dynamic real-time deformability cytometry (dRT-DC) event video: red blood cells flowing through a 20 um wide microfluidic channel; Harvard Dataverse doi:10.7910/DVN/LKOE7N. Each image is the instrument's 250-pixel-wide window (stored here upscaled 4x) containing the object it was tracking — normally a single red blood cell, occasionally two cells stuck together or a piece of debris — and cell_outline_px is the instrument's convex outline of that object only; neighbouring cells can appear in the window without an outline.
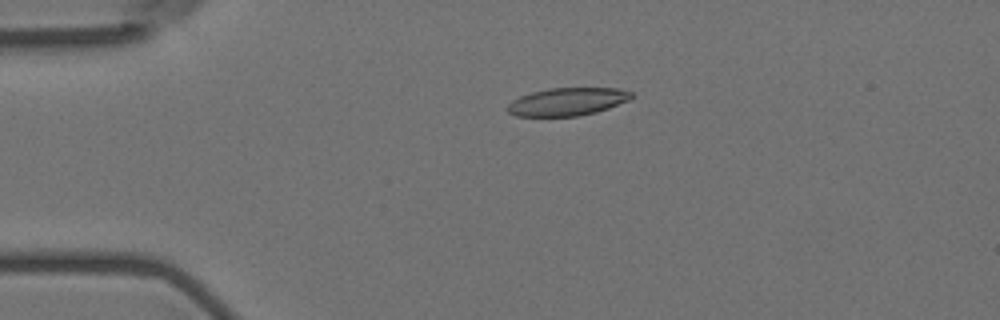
{"species": "Egyptian fruit bat (a non-hibernating species)", "species_latin": "Rousettus aegyptiacus", "temperature_condition": "room temperature", "stored_images_in_passage": 45, "camera_frame_rate_fps": 3000, "um_per_image_px": 0.085, "animal": {"sex": "female"}, "frame": {"image": 1, "passage_image": 1, "time_ms": 0.0, "image_size_px": [1000, 320], "cell_outline_px": [[632, 96], [628, 100], [608, 108], [596, 112], [580, 116], [516, 116], [508, 112], [504, 108], [512, 100], [520, 96], [532, 92], [548, 88], [620, 88], [632, 92]], "centroid_in_image_um": [48.19, 8.64], "position_along_channel_um": 36.8, "area_um2": 20.17}}
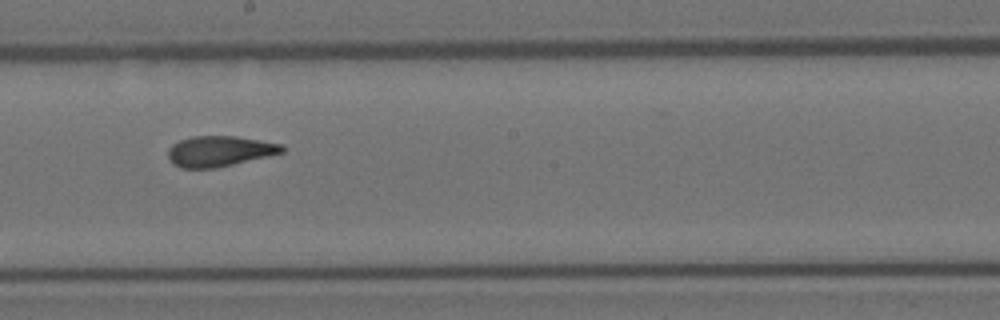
{"frame": {"image": 2, "passage_image": 20, "time_ms": 6.333, "image_size_px": [1000, 320], "cell_outline_px": [[284, 152], [268, 156], [216, 168], [180, 168], [172, 164], [168, 160], [168, 148], [172, 144], [180, 140], [192, 136], [236, 136], [284, 144]], "centroid_in_image_um": [18.63, 12.85], "position_along_channel_um": 229.6, "area_um2": 20.46}}
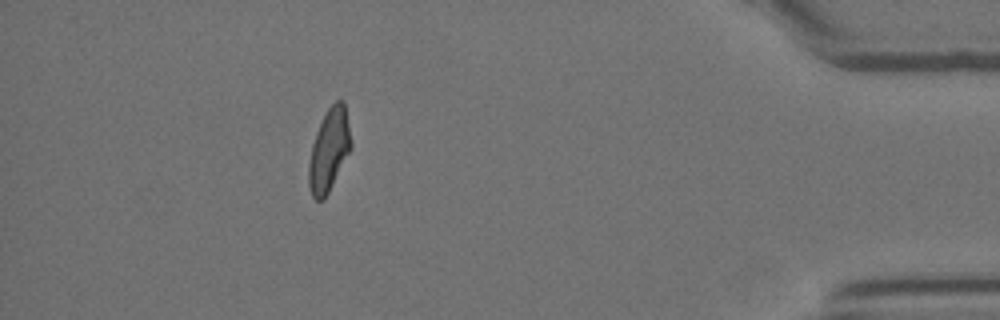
{"frame": {"image": 3, "passage_image": 39, "time_ms": 12.667, "image_size_px": [1000, 320], "cell_outline_px": [[352, 148], [324, 200], [316, 200], [312, 196], [308, 184], [308, 164], [312, 144], [316, 132], [328, 108], [336, 100], [344, 100], [352, 144]], "centroid_in_image_um": [27.97, 12.77], "position_along_channel_um": 407.2, "area_um2": 20.29}, "authors_computed_cell_mechanics": {"area_um2": 20.5768, "velocity_mm_per_s": 3.6164, "shape_relaxation_time_tau1_ms": 11.0235, "shape_relaxation_time_tau2_ms": 2.1427, "deformation_change_tau1": 0.2597, "deformation_change_tau2": 0.0929}}